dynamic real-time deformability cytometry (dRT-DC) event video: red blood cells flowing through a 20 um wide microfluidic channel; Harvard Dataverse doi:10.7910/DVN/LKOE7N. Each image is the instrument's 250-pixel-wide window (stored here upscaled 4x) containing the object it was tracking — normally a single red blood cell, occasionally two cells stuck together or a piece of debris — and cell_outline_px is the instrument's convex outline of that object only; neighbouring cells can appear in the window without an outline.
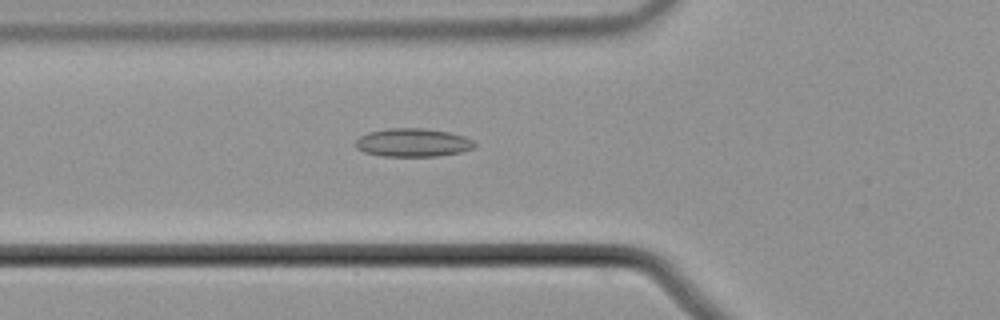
{"species": "common noctule bat (a hibernating species)", "species_latin": "Nyctalus noctula", "temperature_condition": "cold", "stored_images_in_passage": 55, "camera_frame_rate_fps": 3000, "um_per_image_px": 0.085, "animal": {"sex": "male", "body_mass_g": 21.5, "forearm_length_mm": 52.0}, "frame": {"image": 1, "passage_image": 20, "time_ms": 6.333, "image_size_px": [1000, 320], "cell_outline_px": [[476, 144], [472, 148], [460, 152], [436, 156], [384, 156], [364, 152], [356, 148], [356, 140], [360, 136], [368, 132], [388, 128], [424, 128], [448, 132], [464, 136], [472, 140]], "centroid_in_image_um": [35.07, 12.11], "position_along_channel_um": 90.7, "area_um2": 19.54}}
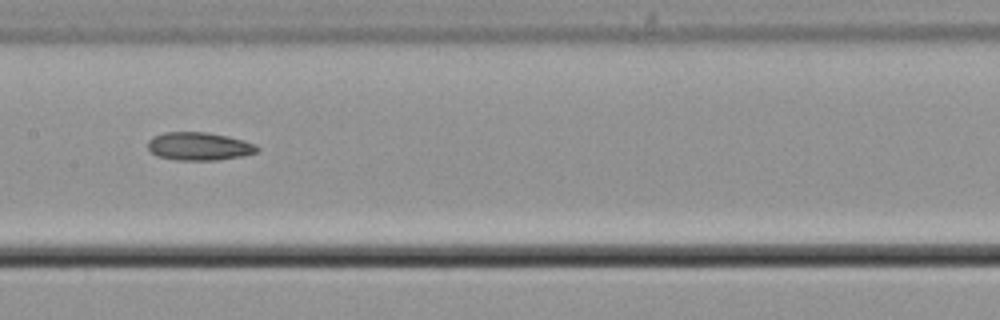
{"frame": {"image": 2, "passage_image": 28, "time_ms": 9.0, "image_size_px": [1000, 320], "cell_outline_px": [[260, 148], [256, 152], [240, 156], [216, 160], [176, 160], [156, 156], [148, 148], [148, 140], [152, 136], [164, 132], [208, 132], [228, 136], [244, 140], [256, 144]], "centroid_in_image_um": [16.9, 12.43], "position_along_channel_um": 190.5, "area_um2": 17.98}}
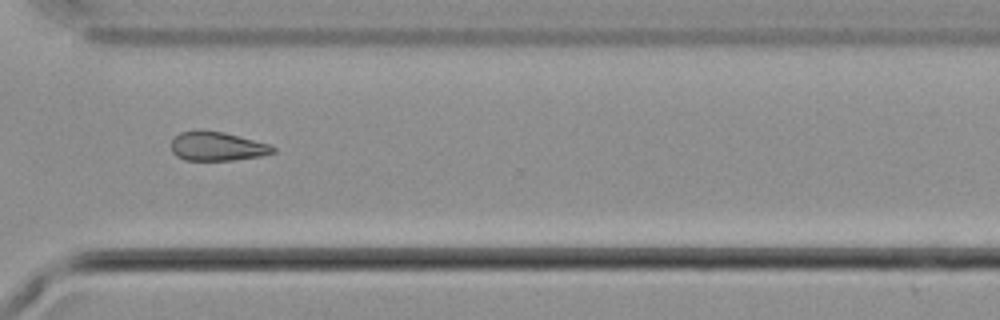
{"frame": {"image": 3, "passage_image": 41, "time_ms": 13.333, "image_size_px": [1000, 320], "cell_outline_px": [[276, 152], [260, 156], [232, 160], [184, 160], [176, 156], [172, 152], [172, 140], [180, 132], [200, 128], [224, 132], [268, 144], [276, 148]], "centroid_in_image_um": [18.42, 12.42], "position_along_channel_um": 352.2, "area_um2": 17.34}}